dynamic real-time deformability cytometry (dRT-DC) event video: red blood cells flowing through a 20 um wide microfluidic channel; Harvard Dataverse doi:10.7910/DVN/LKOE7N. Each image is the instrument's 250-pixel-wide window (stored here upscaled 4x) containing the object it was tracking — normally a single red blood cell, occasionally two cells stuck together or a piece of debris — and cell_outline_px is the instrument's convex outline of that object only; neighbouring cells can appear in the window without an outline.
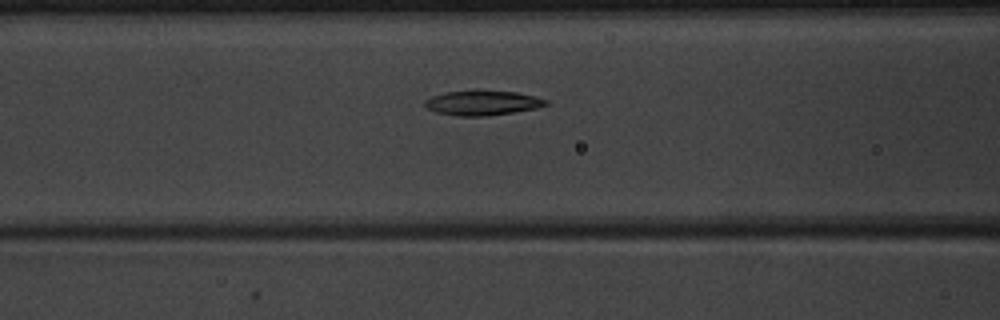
{"species": "common noctule bat (a hibernating species)", "species_latin": "Nyctalus noctula", "temperature_condition": "warm", "stored_images_in_passage": 38, "camera_frame_rate_fps": 3000, "um_per_image_px": 0.085, "animal": {"sex": "male", "body_mass_g": 20.1, "forearm_length_mm": 53.5}, "frame": {"image": 1, "passage_image": 8, "time_ms": 2.333, "image_size_px": [1000, 320], "cell_outline_px": [[548, 104], [536, 108], [488, 116], [456, 116], [436, 112], [428, 108], [424, 104], [424, 100], [432, 96], [444, 92], [476, 88], [516, 92], [548, 100]], "centroid_in_image_um": [40.96, 8.71], "position_along_channel_um": 125.6, "area_um2": 17.92}}
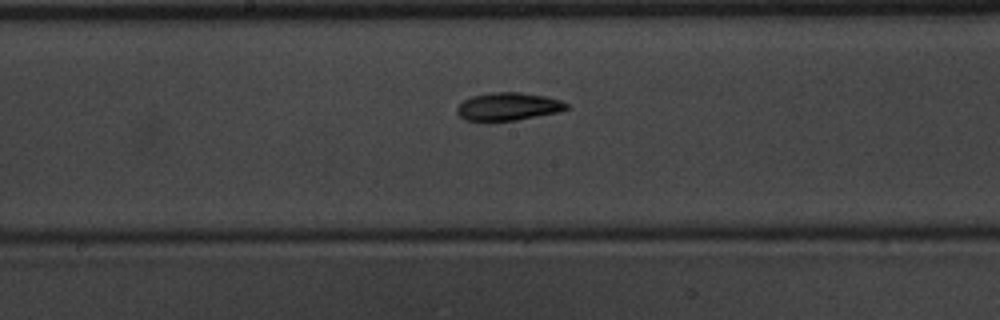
{"frame": {"image": 2, "passage_image": 14, "time_ms": 4.333, "image_size_px": [1000, 320], "cell_outline_px": [[568, 108], [560, 112], [516, 120], [464, 120], [456, 112], [456, 108], [464, 100], [472, 96], [492, 92], [520, 92], [544, 96], [560, 100], [568, 104]], "centroid_in_image_um": [43.2, 9.05], "position_along_channel_um": 205.0, "area_um2": 17.63}}
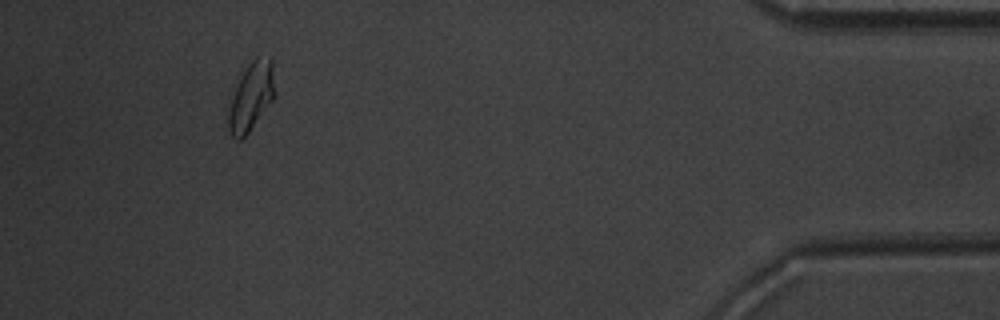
{"frame": {"image": 3, "passage_image": 34, "time_ms": 11.0, "image_size_px": [1000, 320], "cell_outline_px": [[276, 92], [272, 100], [248, 132], [240, 140], [236, 140], [232, 136], [228, 128], [228, 112], [236, 76], [256, 56], [272, 56]], "centroid_in_image_um": [21.34, 8.11], "position_along_channel_um": 413.9, "area_um2": 19.02}, "authors_computed_cell_mechanics": {"area_um2": 17.6579, "velocity_mm_per_s": 3.9649, "shape_relaxation_time_tau1_ms": 3.908, "shape_relaxation_time_tau2_ms": 4.3133, "deformation_change_tau1": 0.1357, "deformation_change_tau2": 0.0841}}